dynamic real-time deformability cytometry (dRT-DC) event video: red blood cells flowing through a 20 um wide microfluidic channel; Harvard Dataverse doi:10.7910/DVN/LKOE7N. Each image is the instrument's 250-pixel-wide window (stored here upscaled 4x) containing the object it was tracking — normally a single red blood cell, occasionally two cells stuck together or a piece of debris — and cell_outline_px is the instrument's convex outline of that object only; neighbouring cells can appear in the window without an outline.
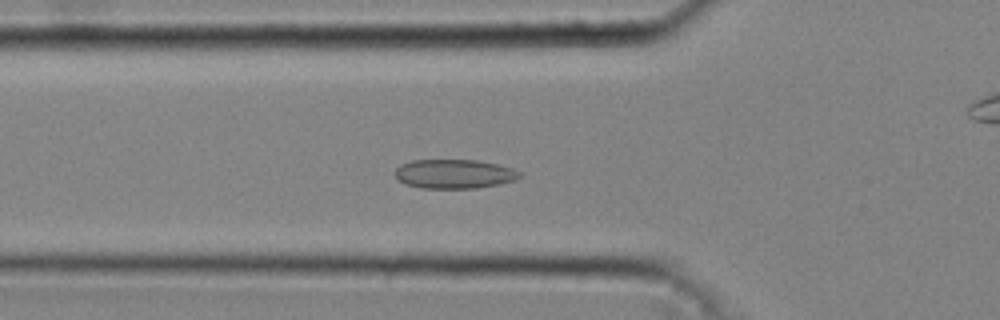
{"species": "common noctule bat (a hibernating species)", "species_latin": "Nyctalus noctula", "temperature_condition": "cold", "stored_images_in_passage": 37, "camera_frame_rate_fps": 3000, "um_per_image_px": 0.085, "animal": {"sex": "male", "body_mass_g": 20.4}, "frame": {"image": 1, "passage_image": 13, "time_ms": 4.0, "image_size_px": [1000, 320], "cell_outline_px": [[524, 176], [516, 180], [500, 184], [476, 188], [420, 188], [404, 184], [396, 176], [396, 168], [400, 164], [412, 160], [476, 160], [500, 164], [512, 168], [520, 172]], "centroid_in_image_um": [38.65, 14.78], "position_along_channel_um": 87.1, "area_um2": 21.39}}
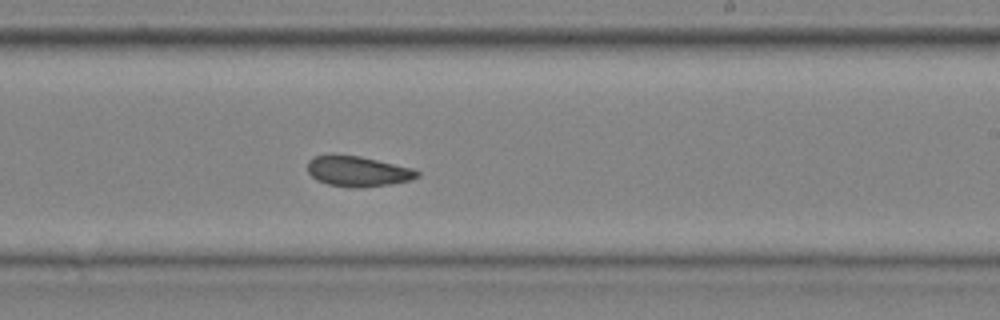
{"frame": {"image": 2, "passage_image": 25, "time_ms": 8.0, "image_size_px": [1000, 320], "cell_outline_px": [[420, 176], [412, 180], [392, 184], [356, 188], [352, 188], [328, 184], [316, 180], [308, 172], [308, 160], [312, 156], [332, 152], [336, 152], [360, 156], [412, 168], [420, 172]], "centroid_in_image_um": [30.37, 14.53], "position_along_channel_um": 258.6, "area_um2": 20.0}}
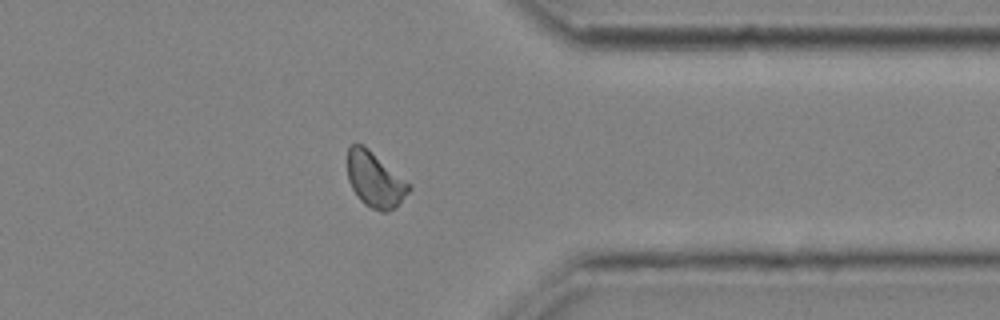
{"frame": {"image": 3, "passage_image": 34, "time_ms": 11.0, "image_size_px": [1000, 320], "cell_outline_px": [[412, 188], [396, 208], [388, 212], [380, 212], [364, 204], [360, 200], [352, 188], [348, 180], [348, 148], [352, 144], [364, 144], [412, 184]], "centroid_in_image_um": [31.91, 15.28], "position_along_channel_um": 379.5, "area_um2": 20.11}}